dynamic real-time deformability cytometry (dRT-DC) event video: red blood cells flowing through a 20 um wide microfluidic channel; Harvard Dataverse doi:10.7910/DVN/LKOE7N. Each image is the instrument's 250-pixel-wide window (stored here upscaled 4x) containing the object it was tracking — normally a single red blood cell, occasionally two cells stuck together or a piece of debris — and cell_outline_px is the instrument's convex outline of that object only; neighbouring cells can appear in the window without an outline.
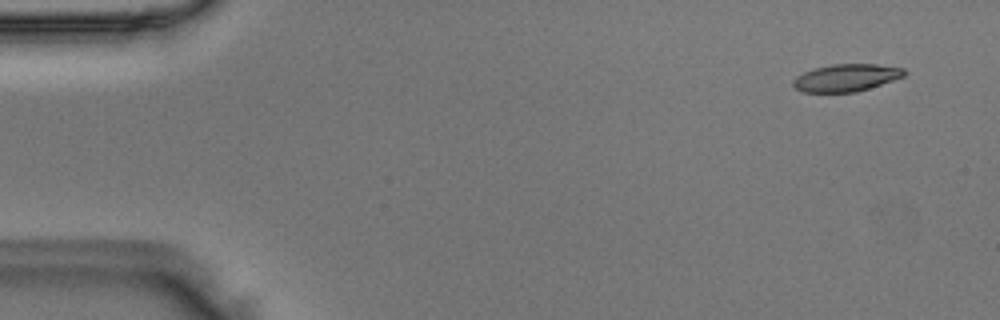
{"species": "Egyptian fruit bat (a non-hibernating species)", "species_latin": "Rousettus aegyptiacus", "temperature_condition": "room temperature", "stored_images_in_passage": 52, "camera_frame_rate_fps": 3000, "um_per_image_px": 0.085, "animal": {"sex": "male"}, "frame": {"image": 1, "passage_image": 4, "time_ms": 1.0, "image_size_px": [1000, 320], "cell_outline_px": [[908, 72], [904, 76], [856, 92], [800, 92], [792, 84], [792, 80], [796, 76], [804, 72], [816, 68], [832, 64], [876, 64], [904, 68]], "centroid_in_image_um": [71.91, 6.6], "position_along_channel_um": 13.1, "area_um2": 17.63}}
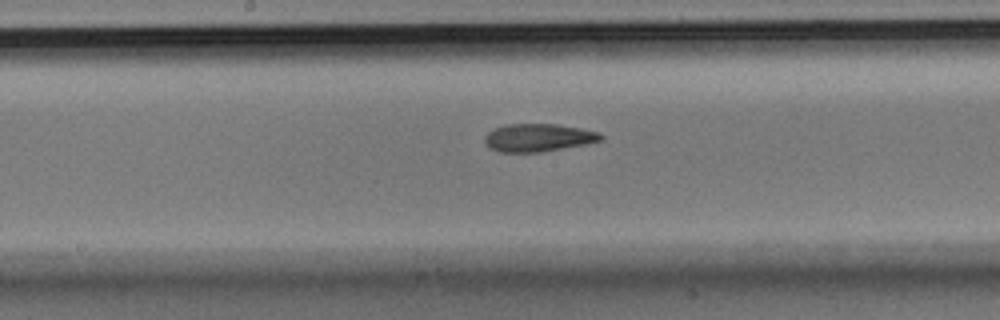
{"frame": {"image": 2, "passage_image": 27, "time_ms": 8.667, "image_size_px": [1000, 320], "cell_outline_px": [[604, 140], [588, 144], [540, 152], [500, 152], [488, 148], [484, 144], [484, 136], [488, 132], [504, 124], [556, 124], [580, 128], [600, 132], [604, 136]], "centroid_in_image_um": [45.76, 11.7], "position_along_channel_um": 202.4, "area_um2": 19.13}}
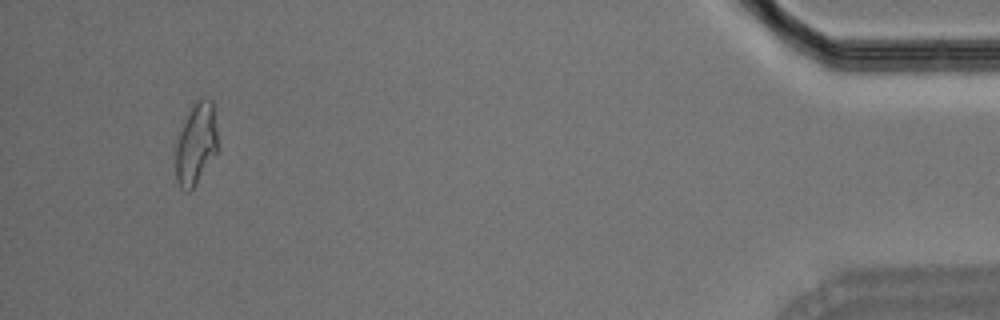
{"frame": {"image": 3, "passage_image": 49, "time_ms": 16.0, "image_size_px": [1000, 320], "cell_outline_px": [[216, 152], [196, 184], [188, 192], [180, 188], [176, 180], [172, 144], [192, 100], [212, 100], [216, 128]], "centroid_in_image_um": [16.55, 12.22], "position_along_channel_um": 418.7, "area_um2": 20.75}}